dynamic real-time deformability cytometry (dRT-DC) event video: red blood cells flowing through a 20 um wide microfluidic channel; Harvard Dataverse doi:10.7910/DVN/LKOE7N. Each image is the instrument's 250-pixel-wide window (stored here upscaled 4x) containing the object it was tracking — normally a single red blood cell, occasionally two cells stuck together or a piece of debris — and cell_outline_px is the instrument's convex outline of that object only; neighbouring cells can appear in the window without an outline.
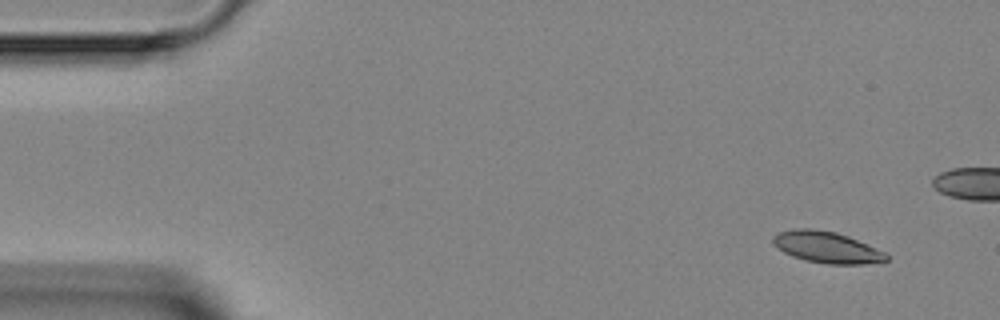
{"species": "Egyptian fruit bat (a non-hibernating species)", "species_latin": "Rousettus aegyptiacus", "temperature_condition": "room temperature", "stored_images_in_passage": 5, "camera_frame_rate_fps": 3000, "um_per_image_px": 0.085, "animal": {"sex": "female"}, "frame": {"image": 1, "passage_image": 1, "time_ms": 0.0, "image_size_px": [1000, 320], "cell_outline_px": [[888, 260], [864, 264], [828, 264], [804, 260], [792, 256], [776, 248], [772, 244], [772, 236], [780, 232], [792, 228], [812, 228], [836, 232], [848, 236], [884, 252], [888, 256]], "centroid_in_image_um": [70.21, 21.01], "position_along_channel_um": 14.8, "area_um2": 20.75}}